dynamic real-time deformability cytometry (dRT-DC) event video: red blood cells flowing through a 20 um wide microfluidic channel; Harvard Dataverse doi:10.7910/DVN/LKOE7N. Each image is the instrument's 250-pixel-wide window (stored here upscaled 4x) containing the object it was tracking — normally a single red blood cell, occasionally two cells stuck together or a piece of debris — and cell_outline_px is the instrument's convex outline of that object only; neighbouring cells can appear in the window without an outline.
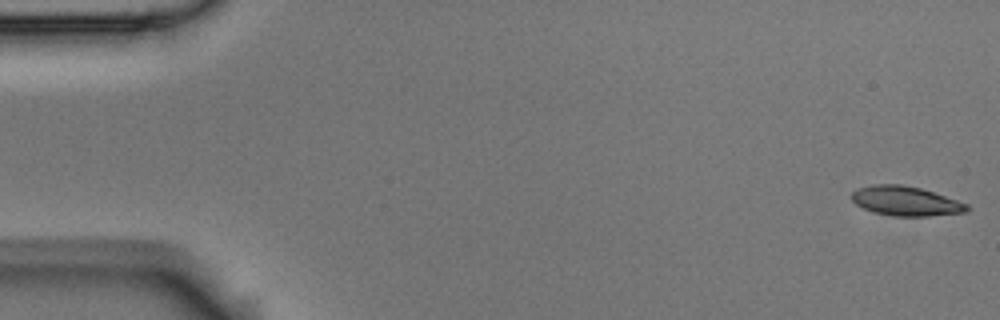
{"species": "Egyptian fruit bat (a non-hibernating species)", "species_latin": "Rousettus aegyptiacus", "temperature_condition": "room temperature", "stored_images_in_passage": 4, "camera_frame_rate_fps": 3000, "um_per_image_px": 0.085, "animal": {"sex": "male"}, "frame": {"image": 1, "passage_image": 1, "time_ms": 0.0, "image_size_px": [1000, 320], "cell_outline_px": [[968, 212], [928, 216], [892, 216], [876, 212], [864, 208], [856, 204], [852, 200], [852, 192], [860, 188], [872, 184], [900, 184], [920, 188], [968, 204]], "centroid_in_image_um": [76.98, 17.09], "position_along_channel_um": 8.0, "area_um2": 19.54}}
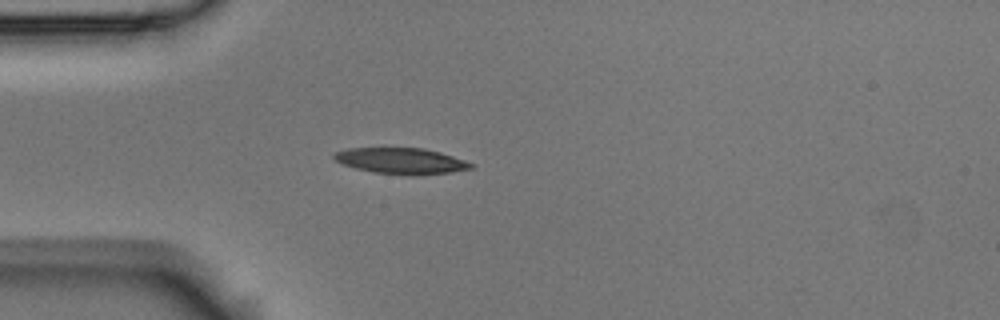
{"frame": {"image": 2, "passage_image": 4, "time_ms": 1.0, "image_size_px": [1000, 320], "cell_outline_px": [[472, 168], [448, 172], [412, 176], [372, 172], [356, 168], [344, 164], [336, 160], [332, 156], [336, 152], [348, 148], [424, 148], [440, 152], [452, 156], [472, 164]], "centroid_in_image_um": [34.06, 13.68], "position_along_channel_um": 50.9, "area_um2": 20.46}}